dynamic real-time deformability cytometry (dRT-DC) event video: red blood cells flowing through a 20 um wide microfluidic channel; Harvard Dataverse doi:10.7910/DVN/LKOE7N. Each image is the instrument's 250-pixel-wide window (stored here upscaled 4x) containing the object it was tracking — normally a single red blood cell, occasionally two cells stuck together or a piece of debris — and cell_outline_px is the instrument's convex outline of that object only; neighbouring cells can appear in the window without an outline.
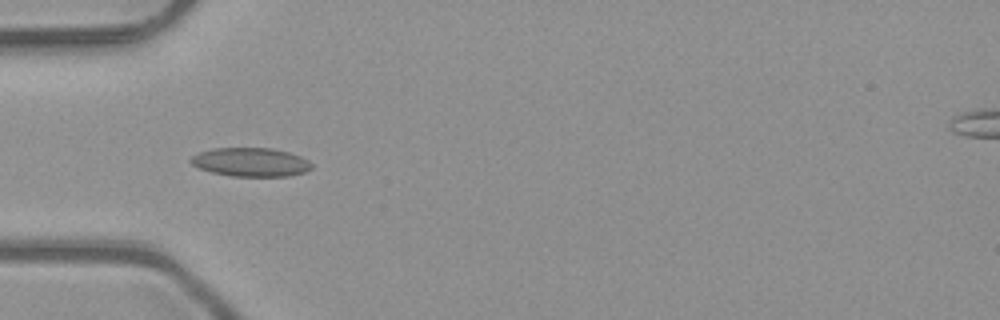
{"species": "common noctule bat (a hibernating species)", "species_latin": "Nyctalus noctula", "temperature_condition": "room temperature", "stored_images_in_passage": 6, "camera_frame_rate_fps": 3000, "um_per_image_px": 0.085, "animal": {"sex": "male", "body_mass_g": 23.1, "forearm_length_mm": 52.7}, "frame": {"image": 1, "passage_image": 3, "time_ms": 0.667, "image_size_px": [1000, 320], "cell_outline_px": [[312, 168], [304, 172], [288, 176], [232, 176], [212, 172], [200, 168], [192, 164], [188, 160], [192, 156], [200, 152], [212, 148], [272, 148], [288, 152], [300, 156], [308, 160], [312, 164]], "centroid_in_image_um": [21.31, 13.77], "position_along_channel_um": 63.7, "area_um2": 20.17}}
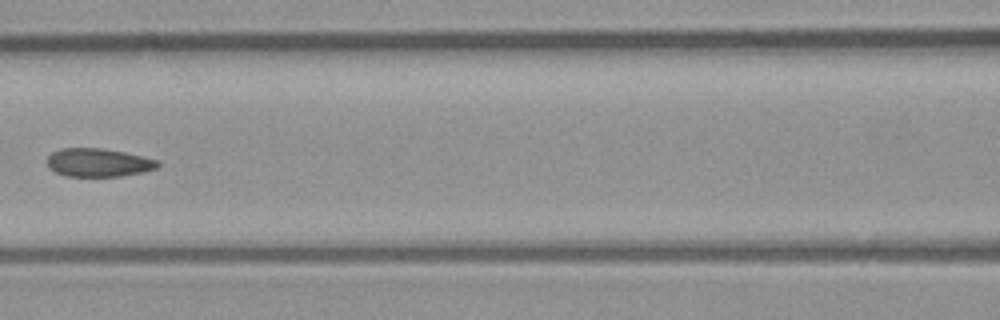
{"frame": {"image": 2, "passage_image": 5, "time_ms": 1.333, "image_size_px": [1000, 320], "cell_outline_px": [[160, 164], [156, 168], [140, 172], [120, 176], [64, 176], [48, 168], [48, 156], [52, 152], [60, 148], [100, 148], [124, 152], [156, 160]], "centroid_in_image_um": [8.3, 13.81], "position_along_channel_um": 158.3, "area_um2": 18.03}}
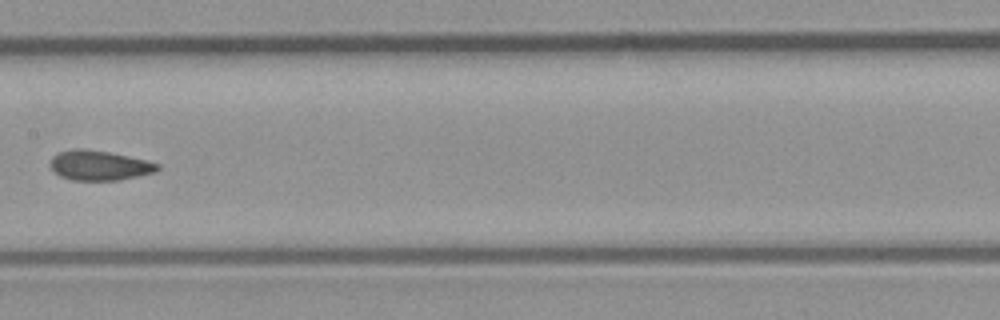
{"frame": {"image": 3, "passage_image": 6, "time_ms": 1.667, "image_size_px": [1000, 320], "cell_outline_px": [[160, 168], [156, 172], [120, 180], [72, 180], [60, 176], [48, 164], [52, 156], [60, 152], [72, 148], [80, 148], [108, 152], [144, 160], [160, 164]], "centroid_in_image_um": [8.42, 14.06], "position_along_channel_um": 199.0, "area_um2": 18.55}}